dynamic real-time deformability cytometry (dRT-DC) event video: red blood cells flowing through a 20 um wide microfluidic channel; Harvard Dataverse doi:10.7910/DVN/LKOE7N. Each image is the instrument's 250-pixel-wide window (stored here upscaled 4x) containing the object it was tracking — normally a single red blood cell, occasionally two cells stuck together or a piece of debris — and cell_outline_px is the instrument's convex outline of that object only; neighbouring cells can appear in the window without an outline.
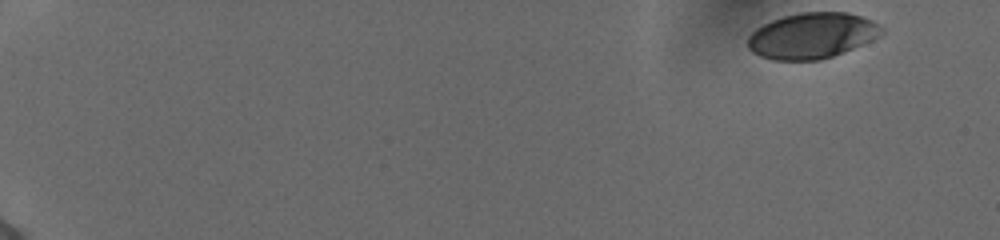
{"species": "human", "species_latin": "Homo sapiens", "temperature_condition": "cold", "stored_images_in_passage": 11, "camera_frame_rate_fps": 3000, "um_per_image_px": 0.085, "donor": {"sex": "female"}, "frame": {"image": 1, "passage_image": 1, "time_ms": 0.0, "image_size_px": [1000, 240], "cell_outline_px": [[884, 32], [872, 40], [832, 56], [820, 60], [772, 60], [760, 56], [752, 52], [748, 48], [748, 36], [756, 28], [772, 20], [784, 16], [800, 12], [848, 12], [872, 20], [884, 28]], "centroid_in_image_um": [69.01, 3.03], "position_along_channel_um": 16.0, "area_um2": 35.6}}